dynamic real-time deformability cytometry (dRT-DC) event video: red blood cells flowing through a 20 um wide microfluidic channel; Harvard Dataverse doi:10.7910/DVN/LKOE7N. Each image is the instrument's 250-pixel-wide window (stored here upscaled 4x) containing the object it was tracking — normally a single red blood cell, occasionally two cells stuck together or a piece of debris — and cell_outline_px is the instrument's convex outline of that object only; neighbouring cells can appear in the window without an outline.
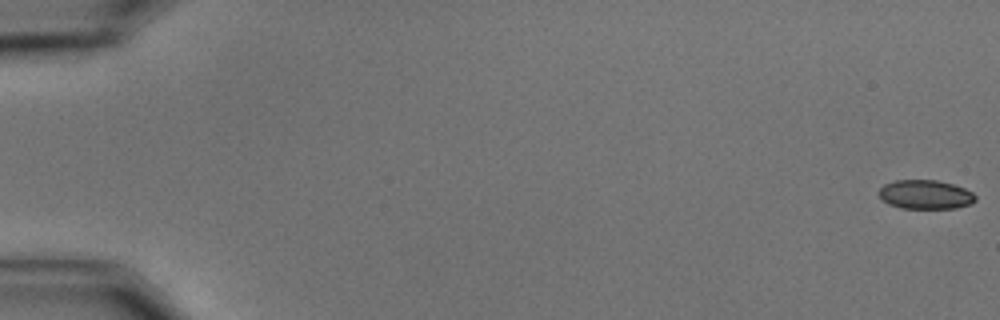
{"species": "common noctule bat (a hibernating species)", "species_latin": "Nyctalus noctula", "temperature_condition": "cold", "stored_images_in_passage": 58, "camera_frame_rate_fps": 3000, "um_per_image_px": 0.085, "animal": {"sex": "male", "body_mass_g": 15.6}, "frame": {"image": 1, "passage_image": 1, "time_ms": 0.0, "image_size_px": [1000, 320], "cell_outline_px": [[976, 200], [972, 204], [956, 208], [900, 208], [888, 204], [876, 192], [884, 184], [896, 180], [936, 180], [952, 184], [964, 188], [972, 192], [976, 196]], "centroid_in_image_um": [78.66, 16.54], "position_along_channel_um": 6.3, "area_um2": 16.42}}
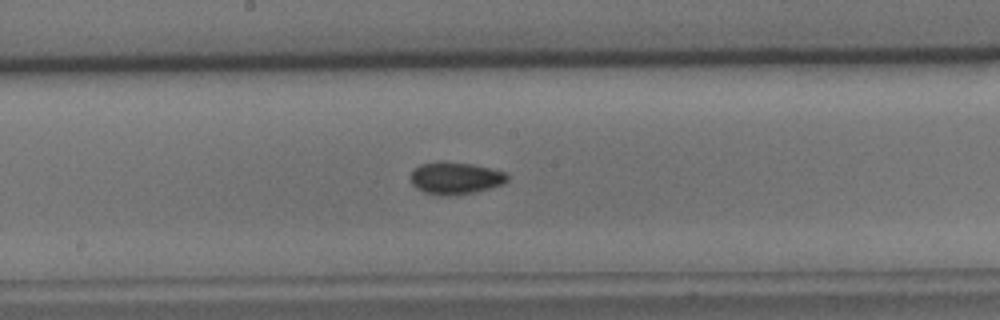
{"frame": {"image": 2, "passage_image": 32, "time_ms": 10.333, "image_size_px": [1000, 320], "cell_outline_px": [[508, 180], [504, 184], [456, 196], [440, 196], [424, 192], [416, 188], [412, 184], [412, 172], [420, 164], [472, 164], [492, 168], [504, 172], [508, 176]], "centroid_in_image_um": [38.75, 15.19], "position_along_channel_um": 209.5, "area_um2": 17.51}}
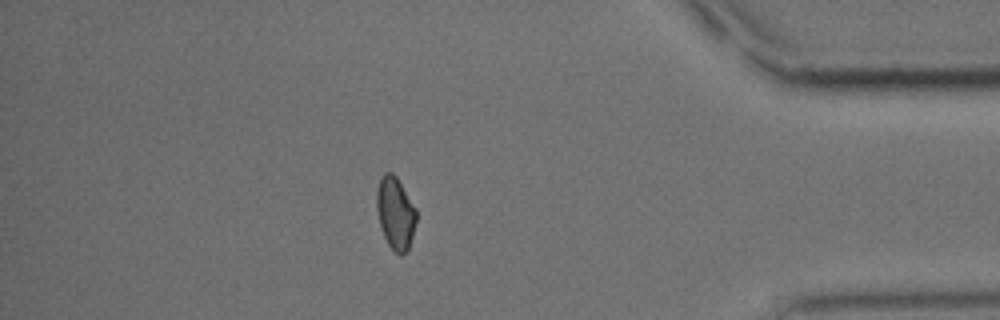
{"frame": {"image": 3, "passage_image": 51, "time_ms": 16.667, "image_size_px": [1000, 320], "cell_outline_px": [[416, 220], [412, 236], [408, 248], [400, 256], [388, 244], [384, 236], [380, 224], [376, 208], [376, 192], [380, 180], [384, 172], [392, 172], [396, 176], [416, 208]], "centroid_in_image_um": [33.6, 18.08], "position_along_channel_um": 401.6, "area_um2": 16.47}, "authors_computed_cell_mechanics": {"area_um2": 17.0799, "velocity_mm_per_s": 3.5506, "shape_relaxation_time_tau1_ms": 5.0962, "shape_relaxation_time_tau2_ms": 3.649, "deformation_change_tau1": 0.084, "deformation_change_tau2": 0.0665}}